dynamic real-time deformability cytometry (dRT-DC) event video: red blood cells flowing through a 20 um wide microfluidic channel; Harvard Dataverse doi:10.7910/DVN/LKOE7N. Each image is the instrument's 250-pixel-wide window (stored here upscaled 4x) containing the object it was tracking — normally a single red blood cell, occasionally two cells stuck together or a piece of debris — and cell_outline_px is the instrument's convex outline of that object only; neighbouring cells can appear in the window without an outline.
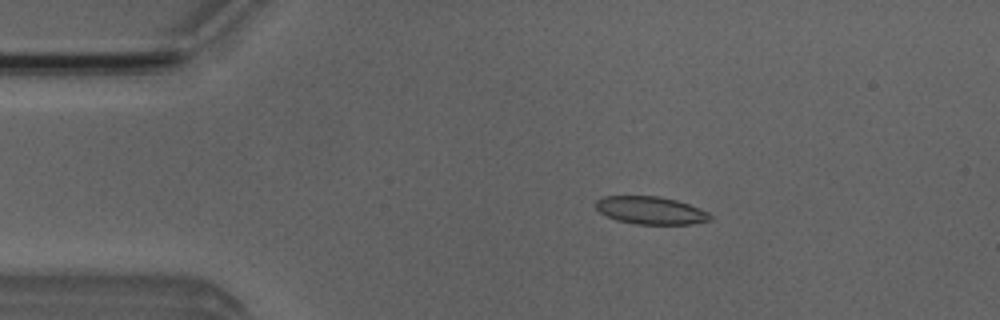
{"species": "Egyptian fruit bat (a non-hibernating species)", "species_latin": "Rousettus aegyptiacus", "temperature_condition": "room temperature", "stored_images_in_passage": 6, "camera_frame_rate_fps": 3000, "um_per_image_px": 0.085, "animal": {"sex": "male"}, "frame": {"image": 1, "passage_image": 3, "time_ms": 2.333, "image_size_px": [1000, 320], "cell_outline_px": [[712, 220], [692, 224], [636, 224], [616, 220], [600, 212], [596, 208], [596, 200], [604, 196], [660, 196], [676, 200], [700, 208], [708, 212], [712, 216]], "centroid_in_image_um": [55.33, 17.88], "position_along_channel_um": 29.7, "area_um2": 18.5}}